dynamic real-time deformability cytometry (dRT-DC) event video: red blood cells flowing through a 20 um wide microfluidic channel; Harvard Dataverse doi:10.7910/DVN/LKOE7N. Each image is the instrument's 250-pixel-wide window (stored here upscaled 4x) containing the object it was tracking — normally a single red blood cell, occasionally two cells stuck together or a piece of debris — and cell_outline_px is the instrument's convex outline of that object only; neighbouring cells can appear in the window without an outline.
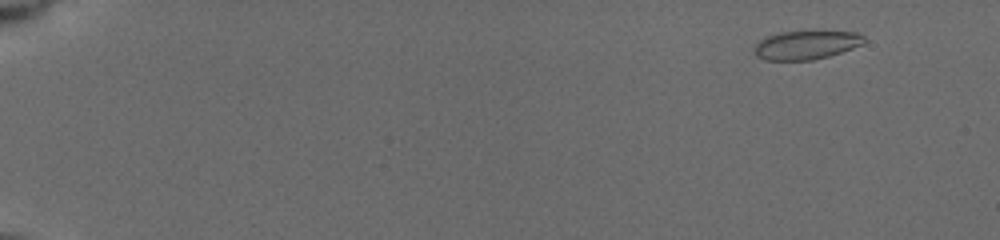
{"species": "common noctule bat (a hibernating species)", "species_latin": "Nyctalus noctula", "temperature_condition": "cold", "stored_images_in_passage": 32, "camera_frame_rate_fps": 3000, "um_per_image_px": 0.085, "animal": {"sex": "female", "body_mass_g": 19.5, "forearm_length_mm": 54.1}, "frame": {"image": 1, "passage_image": 5, "time_ms": 1.0, "image_size_px": [1000, 240], "cell_outline_px": [[864, 44], [828, 56], [812, 60], [764, 60], [756, 56], [752, 48], [760, 40], [768, 36], [780, 32], [856, 32], [864, 36]], "centroid_in_image_um": [68.49, 3.84], "position_along_channel_um": 16.5, "area_um2": 18.15}}
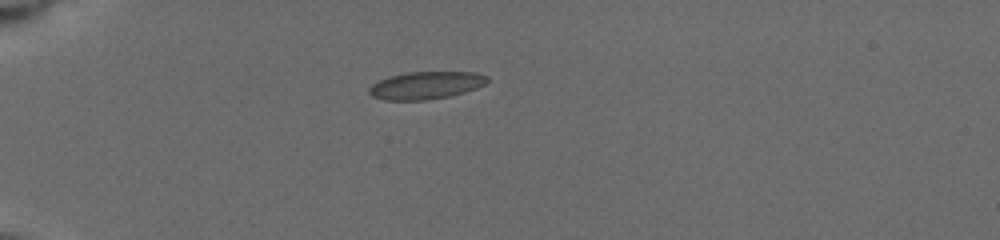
{"frame": {"image": 2, "passage_image": 22, "time_ms": 5.0, "image_size_px": [1000, 240], "cell_outline_px": [[488, 80], [484, 84], [476, 88], [464, 92], [448, 96], [424, 100], [384, 100], [372, 96], [368, 92], [368, 88], [372, 84], [388, 76], [408, 72], [476, 72], [488, 76]], "centroid_in_image_um": [36.18, 7.25], "position_along_channel_um": 48.8, "area_um2": 18.9}}
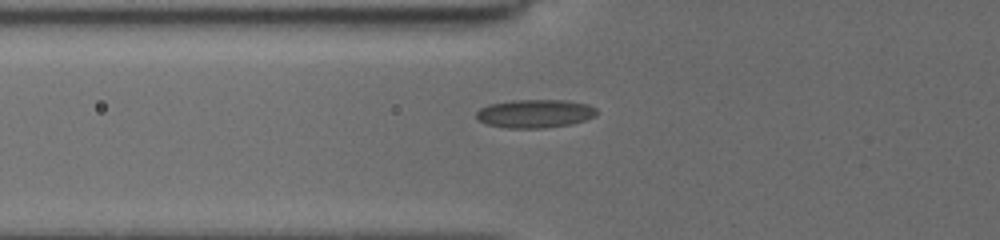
{"frame": {"image": 3, "passage_image": 29, "time_ms": 6.667, "image_size_px": [1000, 240], "cell_outline_px": [[596, 116], [584, 120], [568, 124], [544, 128], [508, 128], [484, 124], [476, 116], [476, 112], [480, 108], [488, 104], [512, 100], [568, 100], [588, 104], [596, 108]], "centroid_in_image_um": [45.45, 9.65], "position_along_channel_um": 80.4, "area_um2": 19.94}}